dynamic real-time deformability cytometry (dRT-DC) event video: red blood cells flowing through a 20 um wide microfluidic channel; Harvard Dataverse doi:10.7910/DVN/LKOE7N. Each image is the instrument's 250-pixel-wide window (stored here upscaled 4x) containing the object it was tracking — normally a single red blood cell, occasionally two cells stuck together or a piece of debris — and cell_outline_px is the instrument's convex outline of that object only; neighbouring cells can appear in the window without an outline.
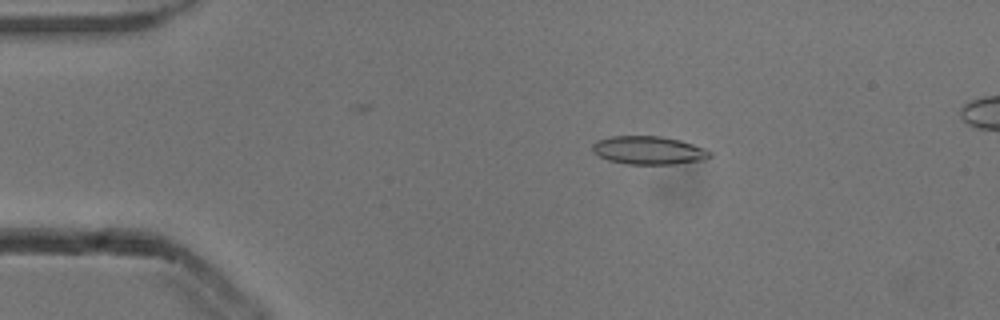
{"species": "common noctule bat (a hibernating species)", "species_latin": "Nyctalus noctula", "temperature_condition": "cold", "stored_images_in_passage": 52, "camera_frame_rate_fps": 3000, "um_per_image_px": 0.085, "animal": {"sex": "male", "body_mass_g": 13.3}, "frame": {"image": 1, "passage_image": 9, "time_ms": 2.667, "image_size_px": [1000, 320], "cell_outline_px": [[712, 156], [704, 160], [676, 164], [624, 164], [608, 160], [592, 152], [592, 144], [596, 140], [612, 136], [660, 136], [680, 140], [704, 148], [712, 152]], "centroid_in_image_um": [55.13, 12.78], "position_along_channel_um": 29.9, "area_um2": 19.48}}
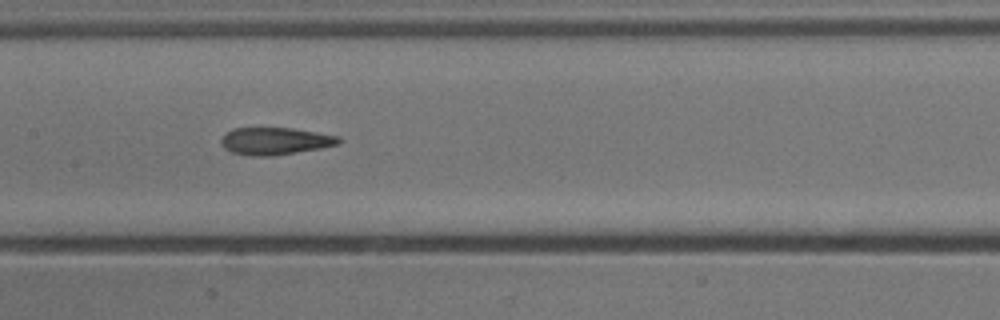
{"frame": {"image": 2, "passage_image": 25, "time_ms": 8.0, "image_size_px": [1000, 320], "cell_outline_px": [[340, 144], [320, 148], [272, 156], [252, 156], [232, 152], [224, 148], [220, 140], [232, 128], [292, 128], [340, 136]], "centroid_in_image_um": [23.4, 11.99], "position_along_channel_um": 184.0, "area_um2": 18.55}}
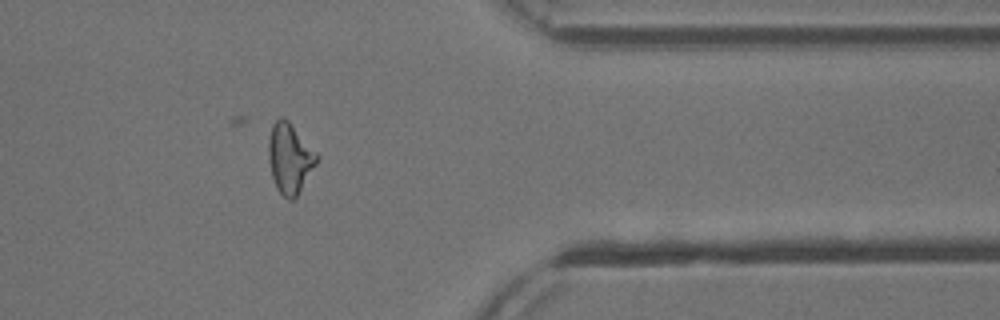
{"frame": {"image": 3, "passage_image": 42, "time_ms": 13.667, "image_size_px": [1000, 320], "cell_outline_px": [[320, 156], [316, 164], [296, 196], [292, 200], [288, 200], [276, 188], [272, 176], [268, 156], [268, 140], [272, 124], [280, 116], [284, 116], [288, 120]], "centroid_in_image_um": [24.62, 13.42], "position_along_channel_um": 386.8, "area_um2": 19.59}}